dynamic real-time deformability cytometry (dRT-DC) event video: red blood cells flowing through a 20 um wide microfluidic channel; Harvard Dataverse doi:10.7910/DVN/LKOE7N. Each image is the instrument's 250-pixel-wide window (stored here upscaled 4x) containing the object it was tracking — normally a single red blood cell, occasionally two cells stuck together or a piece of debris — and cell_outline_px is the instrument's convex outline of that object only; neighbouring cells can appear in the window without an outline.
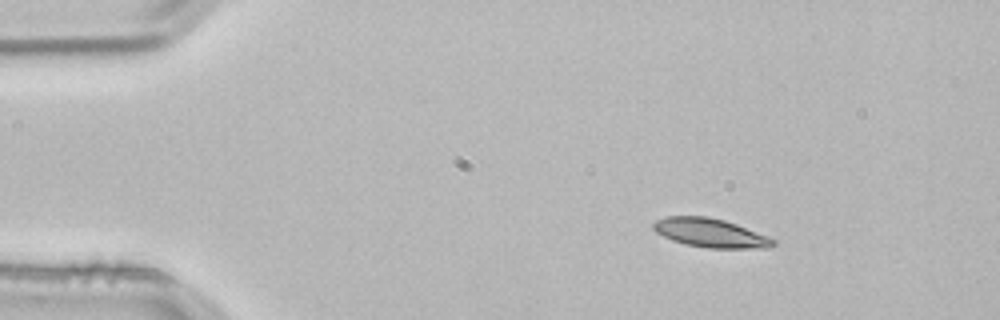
{"species": "common noctule bat (a hibernating species)", "species_latin": "Nyctalus noctula", "temperature_condition": "room temperature", "stored_images_in_passage": 2, "camera_frame_rate_fps": 3000, "um_per_image_px": 0.085, "animal": {"sex": "male", "body_mass_g": 21.5, "forearm_length_mm": 52.0}, "frame": {"image": 1, "passage_image": 1, "time_ms": 0.0, "image_size_px": [1000, 320], "cell_outline_px": [[776, 244], [768, 248], [708, 248], [684, 244], [672, 240], [656, 232], [652, 228], [652, 224], [656, 220], [668, 216], [708, 216], [724, 220], [736, 224], [768, 236], [776, 240]], "centroid_in_image_um": [60.38, 19.8], "position_along_channel_um": 24.6, "area_um2": 20.17}}